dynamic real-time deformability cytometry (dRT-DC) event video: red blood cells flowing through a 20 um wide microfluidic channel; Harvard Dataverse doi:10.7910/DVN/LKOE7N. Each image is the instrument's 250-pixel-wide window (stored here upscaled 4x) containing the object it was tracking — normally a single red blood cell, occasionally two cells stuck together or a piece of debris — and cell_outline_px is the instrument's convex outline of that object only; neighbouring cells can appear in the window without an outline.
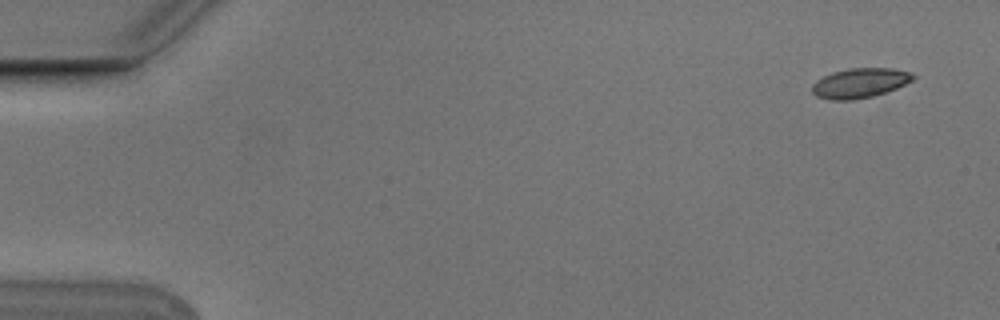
{"species": "Egyptian fruit bat (a non-hibernating species)", "species_latin": "Rousettus aegyptiacus", "temperature_condition": "cold", "stored_images_in_passage": 4, "camera_frame_rate_fps": 3000, "um_per_image_px": 0.085, "animal": {"sex": "male"}, "frame": {"image": 1, "passage_image": 1, "time_ms": 0.0, "image_size_px": [1000, 320], "cell_outline_px": [[916, 76], [912, 80], [896, 88], [872, 96], [852, 100], [832, 100], [816, 96], [812, 92], [812, 84], [816, 80], [832, 72], [848, 68], [892, 68], [912, 72]], "centroid_in_image_um": [73.07, 7.05], "position_along_channel_um": 11.9, "area_um2": 17.46}}
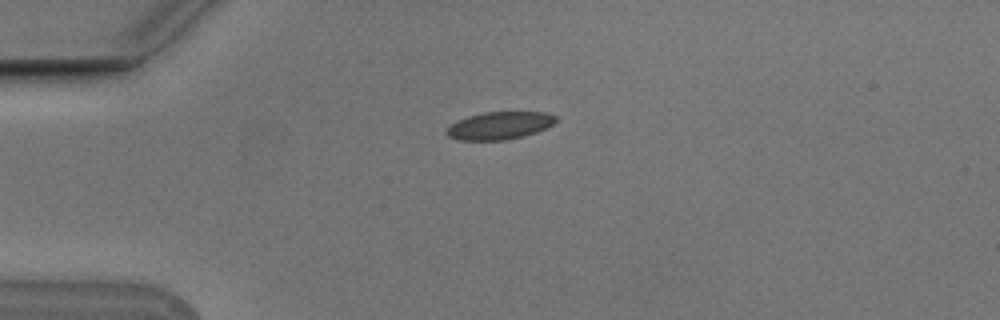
{"frame": {"image": 2, "passage_image": 4, "time_ms": 1.0, "image_size_px": [1000, 320], "cell_outline_px": [[556, 120], [548, 128], [524, 136], [504, 140], [456, 140], [448, 136], [444, 132], [452, 124], [468, 116], [484, 112], [544, 112], [556, 116]], "centroid_in_image_um": [42.46, 10.68], "position_along_channel_um": 42.5, "area_um2": 17.51}}